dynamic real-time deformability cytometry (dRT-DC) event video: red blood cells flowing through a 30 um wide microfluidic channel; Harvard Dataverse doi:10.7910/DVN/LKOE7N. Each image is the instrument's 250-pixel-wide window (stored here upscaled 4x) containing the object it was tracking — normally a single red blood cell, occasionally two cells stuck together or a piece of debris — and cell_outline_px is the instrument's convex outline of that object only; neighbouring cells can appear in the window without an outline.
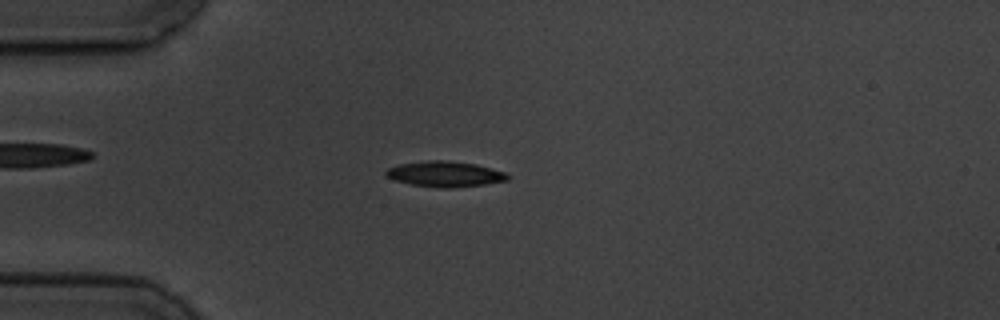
{"species": "common noctule bat (a hibernating species)", "species_latin": "Nyctalus noctula", "temperature_condition": "cold", "stored_images_in_passage": 12, "camera_frame_rate_fps": 3000, "um_per_image_px": 0.085, "animal": {"sex": "male", "body_mass_g": 19.5, "forearm_length_mm": 54.6}, "frame": {"image": 1, "passage_image": 3, "time_ms": 3.333, "image_size_px": [1000, 320], "cell_outline_px": [[508, 180], [484, 184], [452, 188], [440, 188], [412, 184], [396, 180], [388, 176], [384, 172], [388, 168], [400, 164], [428, 160], [448, 160], [476, 164], [504, 172], [508, 176]], "centroid_in_image_um": [37.82, 14.79], "position_along_channel_um": 47.2, "area_um2": 17.86}}
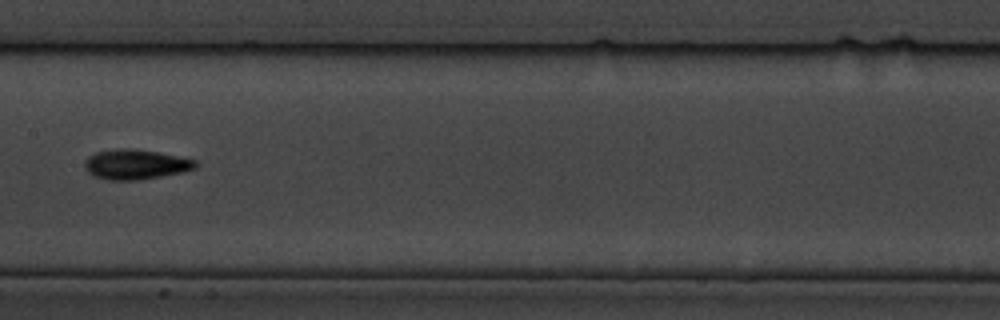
{"frame": {"image": 2, "passage_image": 7, "time_ms": 8.0, "image_size_px": [1000, 320], "cell_outline_px": [[200, 164], [196, 168], [184, 172], [140, 180], [108, 180], [92, 176], [84, 168], [84, 160], [88, 156], [96, 152], [116, 148], [132, 148], [160, 152], [180, 156], [196, 160]], "centroid_in_image_um": [11.54, 13.97], "position_along_channel_um": 195.9, "area_um2": 19.83}}
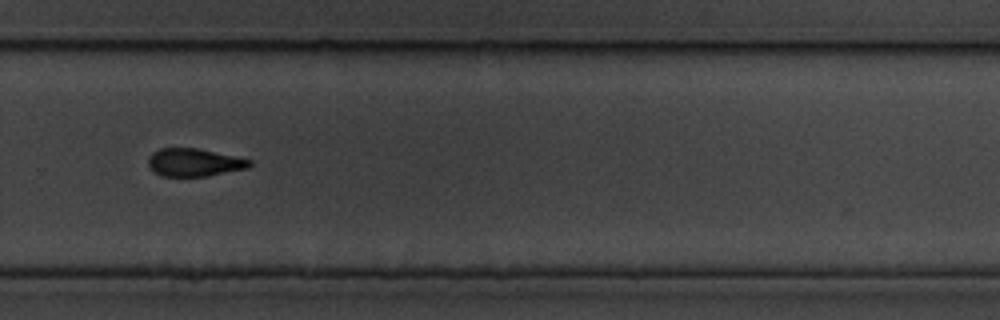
{"frame": {"image": 3, "passage_image": 10, "time_ms": 11.333, "image_size_px": [1000, 320], "cell_outline_px": [[252, 164], [248, 168], [208, 176], [160, 176], [152, 172], [148, 168], [148, 156], [152, 152], [160, 148], [196, 148], [236, 156], [252, 160]], "centroid_in_image_um": [16.47, 13.81], "position_along_channel_um": 313.3, "area_um2": 16.7}, "authors_computed_cell_mechanics": {"area_um2": 17.4845, "velocity_mm_per_s": 3.5518, "shape_relaxation_time_tau1_ms": 1.8692, "shape_relaxation_time_tau2_ms": 6.413, "deformation_change_tau1": 0.0744, "deformation_change_tau2": 0.1229}}